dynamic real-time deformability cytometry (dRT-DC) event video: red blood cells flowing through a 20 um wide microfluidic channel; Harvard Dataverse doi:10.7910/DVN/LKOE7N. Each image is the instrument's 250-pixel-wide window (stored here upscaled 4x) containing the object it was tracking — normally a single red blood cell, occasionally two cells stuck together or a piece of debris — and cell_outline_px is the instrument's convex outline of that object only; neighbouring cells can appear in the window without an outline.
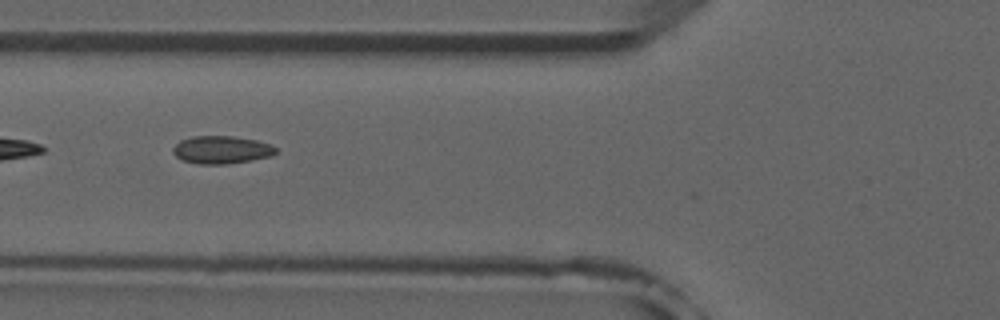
{"species": "common noctule bat (a hibernating species)", "species_latin": "Nyctalus noctula", "temperature_condition": "room temperature", "stored_images_in_passage": 7, "camera_frame_rate_fps": 3000, "um_per_image_px": 0.085, "animal": {"sex": "male", "forearm_length_mm": 52.5}, "frame": {"image": 1, "passage_image": 5, "time_ms": 4.667, "image_size_px": [1000, 320], "cell_outline_px": [[276, 152], [272, 156], [228, 164], [196, 164], [180, 160], [172, 152], [172, 148], [180, 140], [192, 136], [232, 136], [256, 140], [268, 144], [276, 148]], "centroid_in_image_um": [18.77, 12.74], "position_along_channel_um": 107.0, "area_um2": 16.7}}
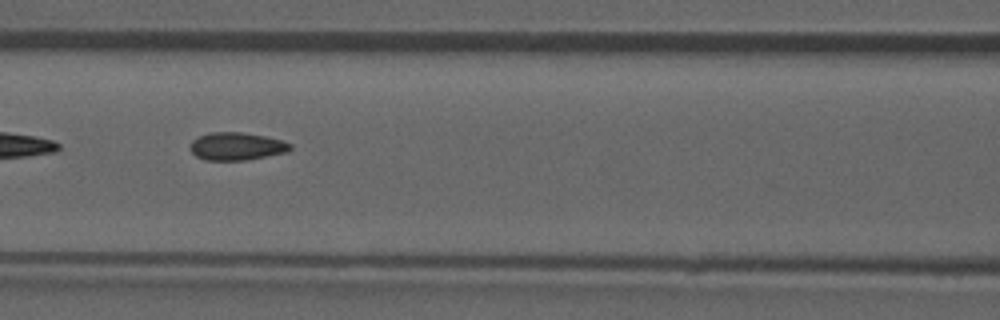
{"frame": {"image": 2, "passage_image": 6, "time_ms": 5.667, "image_size_px": [1000, 320], "cell_outline_px": [[292, 148], [288, 152], [244, 160], [204, 160], [196, 156], [188, 148], [192, 140], [200, 136], [212, 132], [240, 132], [264, 136], [284, 140], [292, 144]], "centroid_in_image_um": [20.12, 12.43], "position_along_channel_um": 146.5, "area_um2": 16.24}}